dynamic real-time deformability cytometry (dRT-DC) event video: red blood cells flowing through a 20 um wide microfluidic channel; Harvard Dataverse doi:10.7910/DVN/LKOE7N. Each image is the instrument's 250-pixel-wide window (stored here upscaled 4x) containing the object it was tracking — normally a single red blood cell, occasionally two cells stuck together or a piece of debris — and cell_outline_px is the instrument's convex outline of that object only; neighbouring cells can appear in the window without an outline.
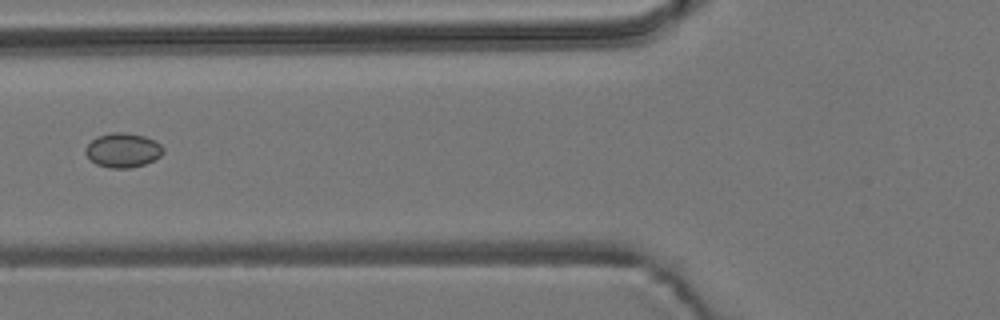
{"species": "common noctule bat (a hibernating species)", "species_latin": "Nyctalus noctula", "temperature_condition": "room temperature", "stored_images_in_passage": 6, "camera_frame_rate_fps": 3000, "um_per_image_px": 0.085, "animal": {"sex": "male", "body_mass_g": 19.2, "forearm_length_mm": 51.8}, "frame": {"image": 1, "passage_image": 6, "time_ms": 1.667, "image_size_px": [1000, 320], "cell_outline_px": [[164, 152], [160, 156], [144, 164], [128, 168], [108, 168], [96, 164], [84, 152], [84, 148], [96, 136], [112, 132], [124, 132], [144, 136], [156, 140], [164, 148]], "centroid_in_image_um": [10.44, 12.75], "position_along_channel_um": 115.4, "area_um2": 15.61}}